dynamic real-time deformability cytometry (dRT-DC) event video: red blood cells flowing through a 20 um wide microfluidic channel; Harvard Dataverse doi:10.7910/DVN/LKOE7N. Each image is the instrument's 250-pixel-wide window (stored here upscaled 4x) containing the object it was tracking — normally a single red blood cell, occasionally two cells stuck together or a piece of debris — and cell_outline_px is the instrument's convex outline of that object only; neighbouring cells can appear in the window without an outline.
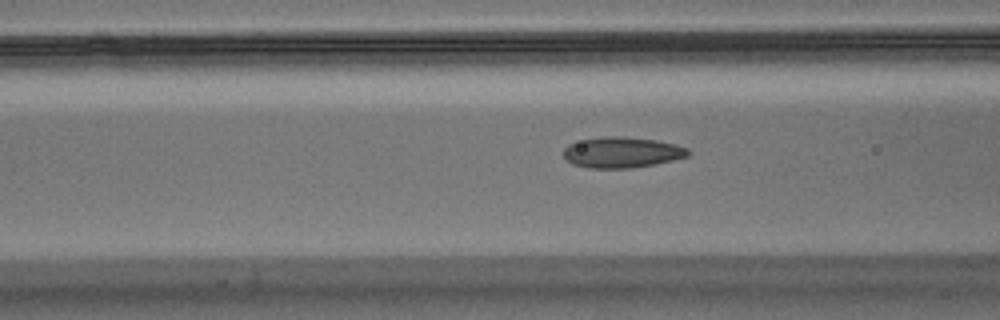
{"species": "Egyptian fruit bat (a non-hibernating species)", "species_latin": "Rousettus aegyptiacus", "temperature_condition": "warm", "stored_images_in_passage": 39, "camera_frame_rate_fps": 3000, "um_per_image_px": 0.085, "animal": {"sex": "male"}, "frame": {"image": 1, "passage_image": 10, "time_ms": 3.0, "image_size_px": [1000, 320], "cell_outline_px": [[692, 152], [688, 156], [672, 160], [632, 168], [588, 168], [572, 164], [564, 160], [564, 148], [568, 144], [584, 140], [604, 136], [624, 136], [656, 140], [676, 144], [688, 148]], "centroid_in_image_um": [52.86, 12.95], "position_along_channel_um": 113.7, "area_um2": 22.43}}
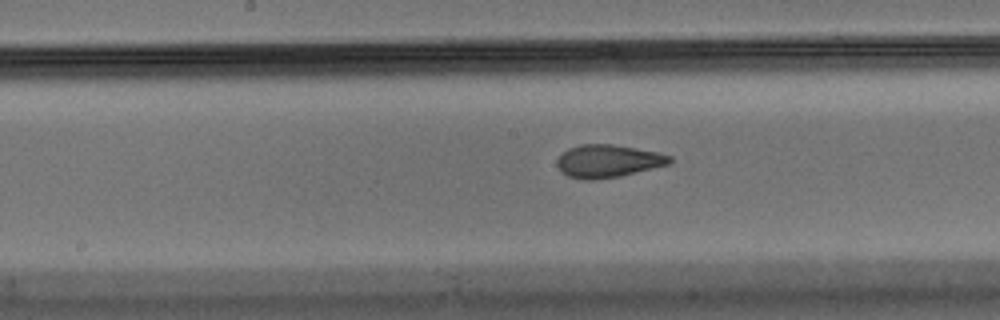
{"frame": {"image": 2, "passage_image": 17, "time_ms": 5.333, "image_size_px": [1000, 320], "cell_outline_px": [[672, 160], [668, 164], [620, 176], [592, 180], [584, 180], [568, 176], [560, 172], [556, 164], [556, 160], [568, 148], [580, 144], [612, 144], [636, 148], [656, 152], [672, 156]], "centroid_in_image_um": [51.63, 13.69], "position_along_channel_um": 196.6, "area_um2": 21.44}}
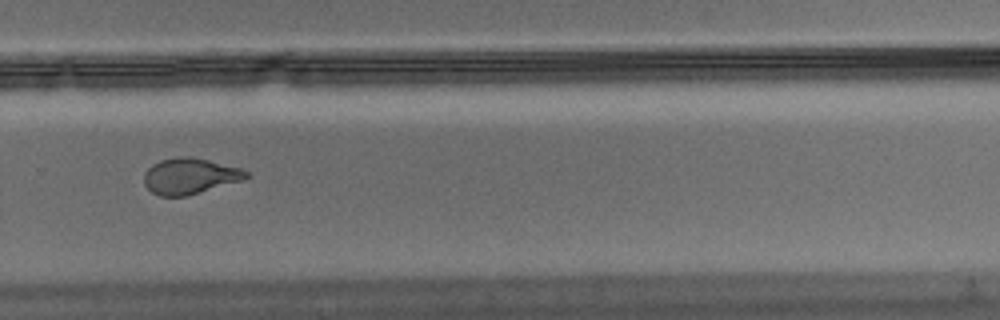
{"frame": {"image": 3, "passage_image": 27, "time_ms": 8.667, "image_size_px": [1000, 320], "cell_outline_px": [[252, 176], [244, 180], [188, 196], [160, 196], [152, 192], [144, 184], [144, 172], [152, 164], [160, 160], [180, 156], [192, 156], [244, 168]], "centroid_in_image_um": [16.19, 14.96], "position_along_channel_um": 313.6, "area_um2": 21.85}}